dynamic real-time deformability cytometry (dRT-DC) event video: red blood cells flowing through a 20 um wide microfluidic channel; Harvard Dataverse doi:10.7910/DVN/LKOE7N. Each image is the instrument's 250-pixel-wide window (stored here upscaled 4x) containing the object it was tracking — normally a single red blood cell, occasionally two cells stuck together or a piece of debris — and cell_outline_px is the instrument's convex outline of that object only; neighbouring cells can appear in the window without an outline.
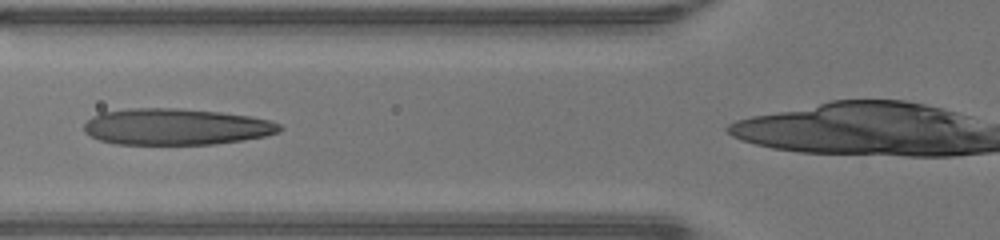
{"species": "human", "species_latin": "Homo sapiens", "temperature_condition": "warm", "stored_images_in_passage": 29, "camera_frame_rate_fps": 3000, "um_per_image_px": 0.085, "donor": {"sex": "male"}, "frame": {"image": 1, "passage_image": 8, "time_ms": 2.333, "image_size_px": [1000, 240], "cell_outline_px": [[284, 128], [280, 132], [264, 136], [244, 140], [216, 144], [116, 144], [100, 140], [84, 132], [84, 124], [92, 116], [100, 112], [128, 108], [180, 108], [220, 112], [252, 116], [272, 120], [280, 124]], "centroid_in_image_um": [14.99, 10.76], "position_along_channel_um": 110.8, "area_um2": 41.85}}
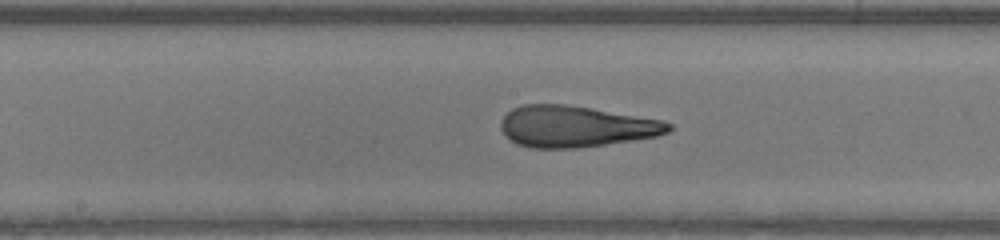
{"frame": {"image": 2, "passage_image": 14, "time_ms": 4.333, "image_size_px": [1000, 240], "cell_outline_px": [[672, 128], [668, 132], [656, 136], [604, 144], [576, 148], [532, 148], [516, 144], [504, 136], [500, 128], [500, 120], [512, 108], [524, 104], [564, 104], [660, 120], [672, 124]], "centroid_in_image_um": [48.85, 10.75], "position_along_channel_um": 199.4, "area_um2": 40.0}}
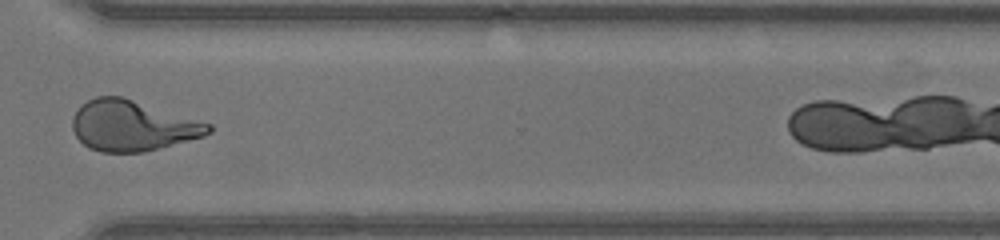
{"frame": {"image": 3, "passage_image": 25, "time_ms": 8.0, "image_size_px": [1000, 240], "cell_outline_px": [[212, 132], [204, 136], [144, 152], [100, 152], [88, 148], [76, 136], [72, 128], [72, 116], [80, 104], [96, 96], [120, 96], [212, 124]], "centroid_in_image_um": [11.22, 10.69], "position_along_channel_um": 359.4, "area_um2": 39.94}}